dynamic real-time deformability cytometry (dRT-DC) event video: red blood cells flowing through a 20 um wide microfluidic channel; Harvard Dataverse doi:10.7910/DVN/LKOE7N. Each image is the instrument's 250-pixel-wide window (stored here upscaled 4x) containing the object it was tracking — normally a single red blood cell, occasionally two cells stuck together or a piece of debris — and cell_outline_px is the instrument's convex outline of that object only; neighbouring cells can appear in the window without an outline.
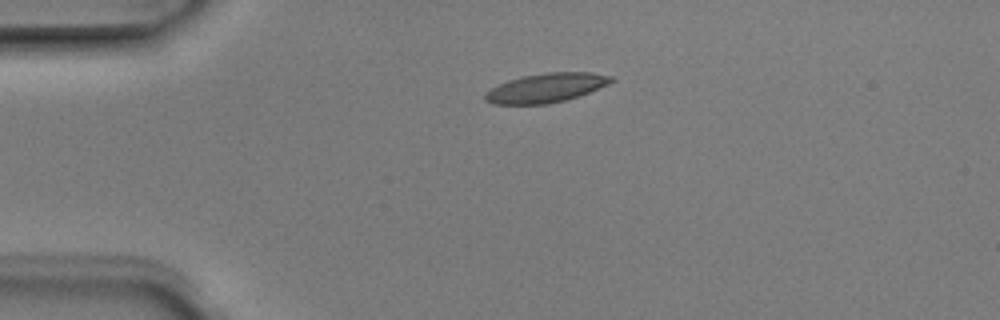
{"species": "Egyptian fruit bat (a non-hibernating species)", "species_latin": "Rousettus aegyptiacus", "temperature_condition": "room temperature", "stored_images_in_passage": 5, "camera_frame_rate_fps": 3000, "um_per_image_px": 0.085, "animal": {"sex": "male"}, "frame": {"image": 1, "passage_image": 5, "time_ms": 1.333, "image_size_px": [1000, 320], "cell_outline_px": [[616, 80], [608, 84], [588, 92], [564, 100], [548, 104], [496, 104], [484, 100], [484, 96], [492, 88], [508, 80], [524, 76], [548, 72], [592, 72], [612, 76]], "centroid_in_image_um": [46.44, 7.46], "position_along_channel_um": 38.6, "area_um2": 21.1}}